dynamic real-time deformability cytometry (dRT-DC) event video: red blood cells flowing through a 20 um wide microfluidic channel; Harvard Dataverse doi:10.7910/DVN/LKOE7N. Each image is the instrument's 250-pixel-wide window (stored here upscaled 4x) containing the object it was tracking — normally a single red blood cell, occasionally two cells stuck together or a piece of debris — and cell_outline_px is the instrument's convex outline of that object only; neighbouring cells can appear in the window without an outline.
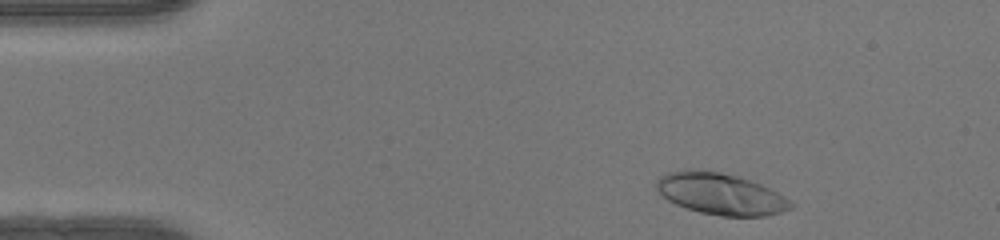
{"species": "human", "species_latin": "Homo sapiens", "temperature_condition": "warm", "stored_images_in_passage": 46, "camera_frame_rate_fps": 3000, "um_per_image_px": 0.085, "donor": {"sex": "female"}, "frame": {"image": 1, "passage_image": 3, "time_ms": 0.667, "image_size_px": [1000, 240], "cell_outline_px": [[796, 204], [792, 208], [780, 212], [764, 216], [720, 216], [700, 212], [676, 204], [668, 200], [656, 192], [656, 180], [660, 176], [668, 172], [684, 168], [696, 168], [720, 172], [736, 176], [760, 184], [784, 196]], "centroid_in_image_um": [61.2, 16.46], "position_along_channel_um": 23.8, "area_um2": 32.71}}
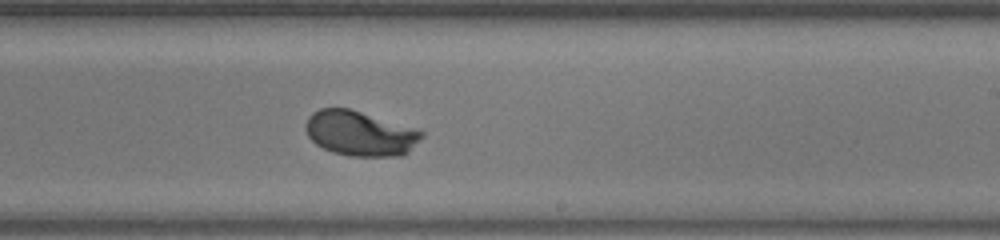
{"frame": {"image": 2, "passage_image": 26, "time_ms": 8.333, "image_size_px": [1000, 240], "cell_outline_px": [[424, 136], [404, 156], [352, 156], [332, 152], [316, 144], [308, 136], [304, 128], [304, 124], [308, 116], [312, 112], [320, 108], [348, 108], [412, 128], [424, 132]], "centroid_in_image_um": [30.56, 11.35], "position_along_channel_um": 258.4, "area_um2": 30.17}}
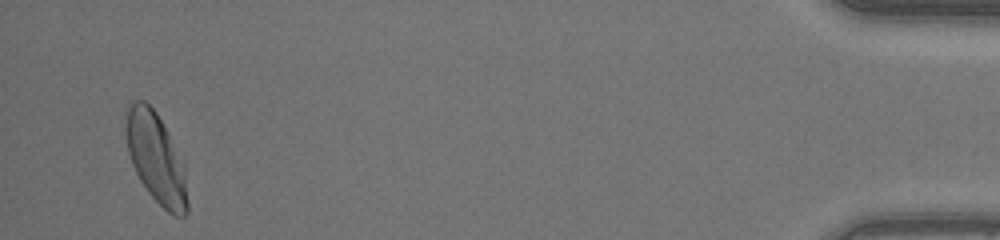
{"frame": {"image": 3, "passage_image": 44, "time_ms": 14.333, "image_size_px": [1000, 240], "cell_outline_px": [[188, 212], [184, 216], [176, 216], [168, 212], [148, 192], [140, 180], [132, 164], [128, 152], [128, 104], [132, 100], [144, 100], [156, 112], [168, 132], [184, 160], [188, 200]], "centroid_in_image_um": [13.32, 13.48], "position_along_channel_um": 421.9, "area_um2": 32.02}, "authors_computed_cell_mechanics": {"area_um2": 30.8363, "velocity_mm_per_s": 4.1502, "shape_relaxation_time_tau1_ms": 2.5024, "shape_relaxation_time_tau2_ms": null, "deformation_change_tau1": 0.1835, "deformation_change_tau2": null}}